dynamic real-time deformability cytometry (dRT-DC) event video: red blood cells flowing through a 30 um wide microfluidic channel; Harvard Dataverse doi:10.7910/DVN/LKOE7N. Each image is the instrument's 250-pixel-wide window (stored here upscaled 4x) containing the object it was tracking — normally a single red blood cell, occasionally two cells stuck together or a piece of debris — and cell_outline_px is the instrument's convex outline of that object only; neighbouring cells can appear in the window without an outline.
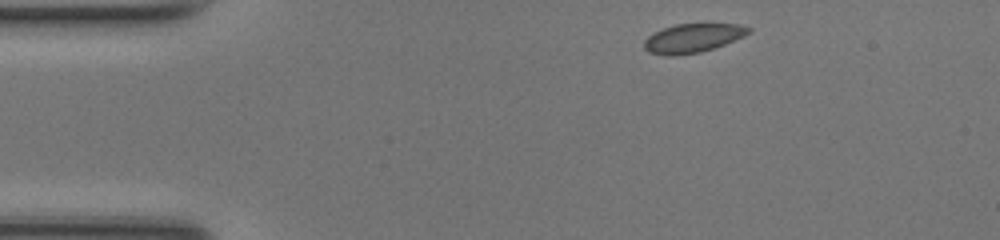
{"species": "common noctule bat (a hibernating species)", "species_latin": "Nyctalus noctula", "temperature_condition": "room temperature", "stored_images_in_passage": 42, "camera_frame_rate_fps": 3000, "um_per_image_px": 0.085, "animal": {"sex": "female", "body_mass_g": 17.0, "forearm_length_mm": 48.0}, "frame": {"image": 1, "passage_image": 1, "time_ms": 0.0, "image_size_px": [1000, 240], "cell_outline_px": [[752, 32], [744, 36], [724, 44], [700, 52], [672, 56], [668, 56], [648, 52], [644, 48], [644, 40], [648, 36], [664, 28], [676, 24], [740, 24], [752, 28]], "centroid_in_image_um": [58.9, 3.24], "position_along_channel_um": 26.1, "area_um2": 17.46}}
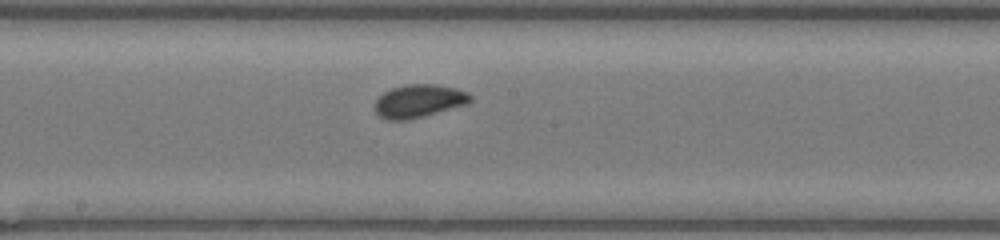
{"frame": {"image": 2, "passage_image": 19, "time_ms": 6.0, "image_size_px": [1000, 240], "cell_outline_px": [[472, 100], [468, 104], [424, 116], [408, 120], [384, 120], [376, 112], [376, 100], [384, 92], [392, 88], [408, 84], [436, 84], [456, 88], [468, 92], [472, 96]], "centroid_in_image_um": [35.64, 8.59], "position_along_channel_um": 212.6, "area_um2": 18.44}}
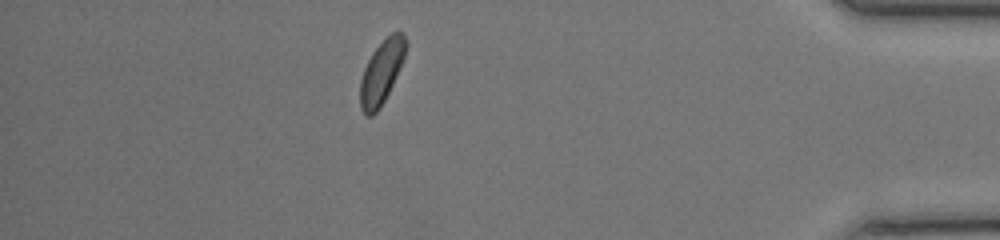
{"frame": {"image": 3, "passage_image": 36, "time_ms": 11.667, "image_size_px": [1000, 240], "cell_outline_px": [[408, 44], [404, 56], [392, 84], [380, 108], [372, 116], [364, 116], [360, 108], [360, 80], [364, 68], [372, 52], [392, 32], [404, 32]], "centroid_in_image_um": [32.41, 6.14], "position_along_channel_um": 402.8, "area_um2": 16.7}, "authors_computed_cell_mechanics": {"area_um2": 17.4556, "velocity_mm_per_s": 4.2159, "shape_relaxation_time_tau1_ms": 5.3799, "shape_relaxation_time_tau2_ms": null, "deformation_change_tau1": 0.1243, "deformation_change_tau2": null}}